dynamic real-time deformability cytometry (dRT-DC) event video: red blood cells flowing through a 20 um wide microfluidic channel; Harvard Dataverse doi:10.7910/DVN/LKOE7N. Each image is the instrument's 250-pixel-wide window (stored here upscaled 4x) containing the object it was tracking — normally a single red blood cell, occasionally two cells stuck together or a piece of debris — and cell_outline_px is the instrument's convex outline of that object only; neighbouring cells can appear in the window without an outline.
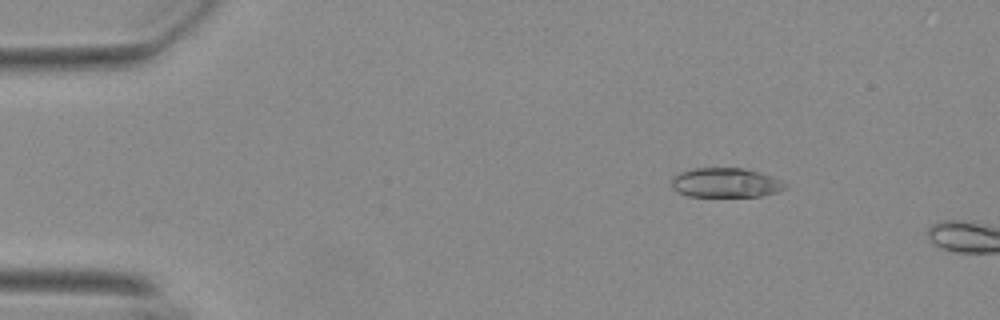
{"species": "Egyptian fruit bat (a non-hibernating species)", "species_latin": "Rousettus aegyptiacus", "temperature_condition": "warm", "stored_images_in_passage": 9, "camera_frame_rate_fps": 3000, "um_per_image_px": 0.085, "animal": {"sex": "female"}, "frame": {"image": 1, "passage_image": 6, "time_ms": 1.667, "image_size_px": [1000, 320], "cell_outline_px": [[788, 188], [776, 192], [760, 196], [688, 196], [672, 188], [672, 176], [680, 172], [692, 168], [744, 168], [760, 172], [780, 180], [788, 184]], "centroid_in_image_um": [61.69, 15.52], "position_along_channel_um": 23.3, "area_um2": 19.54}}